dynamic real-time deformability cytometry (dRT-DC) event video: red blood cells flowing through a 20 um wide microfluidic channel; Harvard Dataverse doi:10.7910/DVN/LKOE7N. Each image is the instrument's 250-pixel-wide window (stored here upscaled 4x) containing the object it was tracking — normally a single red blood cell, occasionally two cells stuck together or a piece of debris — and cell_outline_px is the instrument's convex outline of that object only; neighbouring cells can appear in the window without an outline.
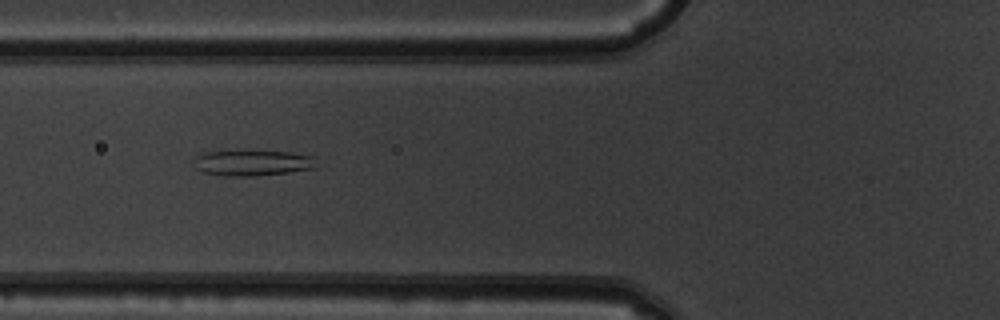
{"species": "common noctule bat (a hibernating species)", "species_latin": "Nyctalus noctula", "temperature_condition": "warm", "stored_images_in_passage": 47, "camera_frame_rate_fps": 3000, "um_per_image_px": 0.085, "animal": {"sex": "male", "body_mass_g": 19.5, "forearm_length_mm": 54.6}, "frame": {"image": 1, "passage_image": 15, "time_ms": 4.667, "image_size_px": [1000, 320], "cell_outline_px": [[316, 168], [288, 172], [256, 176], [224, 176], [204, 172], [196, 168], [192, 160], [196, 156], [204, 152], [288, 152], [312, 156]], "centroid_in_image_um": [21.42, 13.87], "position_along_channel_um": 104.4, "area_um2": 17.92}}
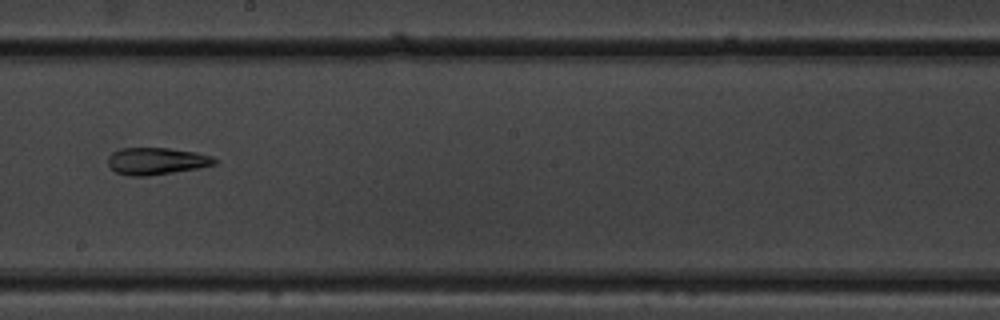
{"frame": {"image": 2, "passage_image": 25, "time_ms": 8.0, "image_size_px": [1000, 320], "cell_outline_px": [[220, 160], [216, 164], [196, 168], [148, 176], [128, 176], [116, 172], [108, 164], [108, 156], [112, 152], [120, 148], [168, 148], [196, 152], [212, 156]], "centroid_in_image_um": [13.3, 13.68], "position_along_channel_um": 234.9, "area_um2": 16.82}}
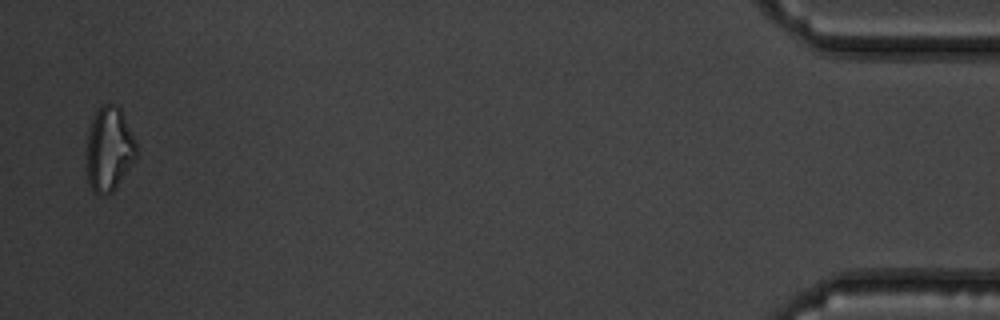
{"frame": {"image": 3, "passage_image": 46, "time_ms": 15.0, "image_size_px": [1000, 320], "cell_outline_px": [[136, 156], [112, 192], [92, 192], [88, 180], [88, 132], [92, 120], [100, 104], [116, 104], [120, 108], [136, 140]], "centroid_in_image_um": [9.28, 12.61], "position_along_channel_um": 425.9, "area_um2": 23.76}, "authors_computed_cell_mechanics": {"area_um2": 20.23, "velocity_mm_per_s": 3.9244, "shape_relaxation_time_tau1_ms": null, "shape_relaxation_time_tau2_ms": 3.4282, "deformation_change_tau1": null, "deformation_change_tau2": 0.1244}}